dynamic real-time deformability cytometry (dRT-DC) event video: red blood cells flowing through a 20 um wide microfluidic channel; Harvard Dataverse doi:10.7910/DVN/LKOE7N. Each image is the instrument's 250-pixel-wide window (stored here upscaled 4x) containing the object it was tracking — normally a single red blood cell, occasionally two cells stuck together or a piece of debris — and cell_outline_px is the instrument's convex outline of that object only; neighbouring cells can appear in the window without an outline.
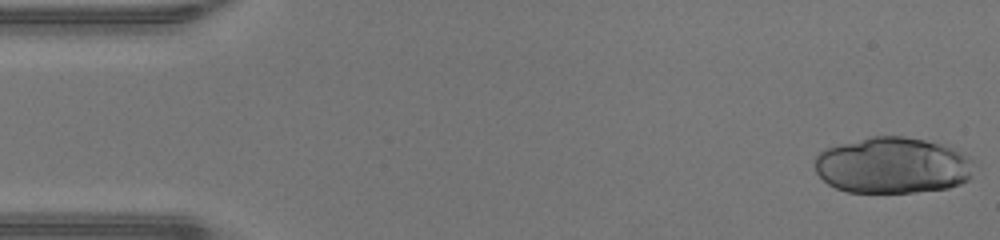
{"species": "human", "species_latin": "Homo sapiens", "temperature_condition": "warm", "stored_images_in_passage": 46, "camera_frame_rate_fps": 3000, "um_per_image_px": 0.085, "donor": {"sex": "male"}, "frame": {"image": 1, "passage_image": 1, "time_ms": 0.0, "image_size_px": [1000, 240], "cell_outline_px": [[980, 168], [968, 180], [960, 184], [948, 188], [912, 192], [848, 192], [836, 188], [828, 184], [816, 172], [812, 160], [824, 148], [872, 136], [904, 136], [924, 140], [952, 148], [964, 152], [972, 156]], "centroid_in_image_um": [75.94, 14.06], "position_along_channel_um": 9.1, "area_um2": 53.0}}
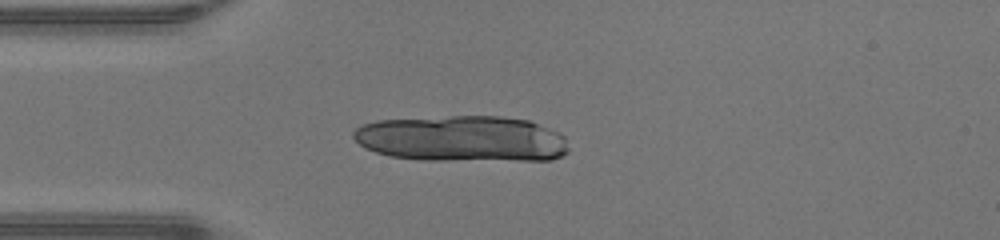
{"frame": {"image": 2, "passage_image": 12, "time_ms": 3.667, "image_size_px": [1000, 240], "cell_outline_px": [[568, 152], [552, 160], [424, 160], [392, 156], [376, 152], [364, 148], [352, 136], [352, 132], [360, 124], [376, 120], [452, 116], [500, 116], [528, 120], [560, 132], [564, 136], [568, 148]], "centroid_in_image_um": [39.27, 11.79], "position_along_channel_um": 45.7, "area_um2": 58.15}}
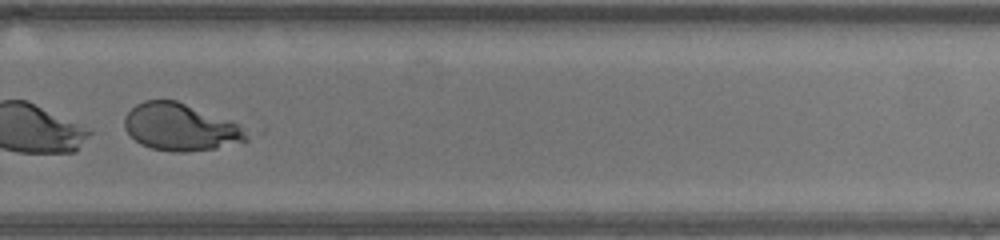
{"frame": {"image": 3, "passage_image": 32, "time_ms": 10.333, "image_size_px": [1000, 240], "cell_outline_px": [[256, 132], [248, 140], [216, 148], [188, 152], [172, 152], [152, 148], [140, 144], [124, 128], [124, 116], [136, 104], [144, 100], [176, 100]], "centroid_in_image_um": [15.36, 10.82], "position_along_channel_um": 314.4, "area_um2": 33.52}}